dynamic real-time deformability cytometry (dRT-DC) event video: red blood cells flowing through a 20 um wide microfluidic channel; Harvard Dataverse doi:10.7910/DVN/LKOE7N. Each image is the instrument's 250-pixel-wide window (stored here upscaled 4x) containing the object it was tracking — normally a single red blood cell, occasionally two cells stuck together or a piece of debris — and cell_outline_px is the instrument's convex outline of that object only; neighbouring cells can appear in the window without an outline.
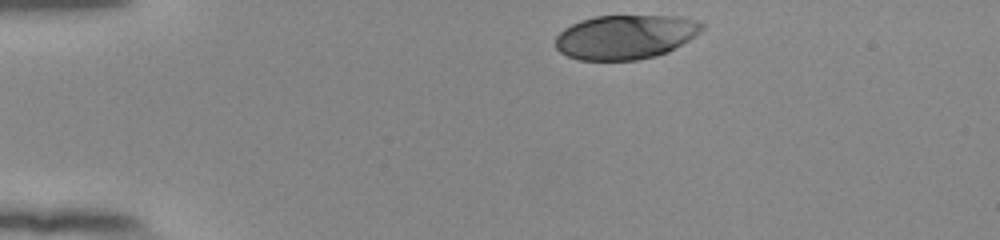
{"species": "human", "species_latin": "Homo sapiens", "temperature_condition": "room temperature", "stored_images_in_passage": 31, "camera_frame_rate_fps": 3000, "um_per_image_px": 0.085, "donor": {"sex": "female"}, "frame": {"image": 1, "passage_image": 1, "time_ms": 0.0, "image_size_px": [1000, 240], "cell_outline_px": [[704, 28], [700, 32], [688, 40], [668, 52], [656, 56], [636, 60], [580, 60], [568, 56], [560, 52], [556, 48], [556, 36], [564, 28], [580, 20], [596, 16], [676, 16], [696, 20], [704, 24]], "centroid_in_image_um": [53.15, 3.14], "position_along_channel_um": 31.8, "area_um2": 37.74}}
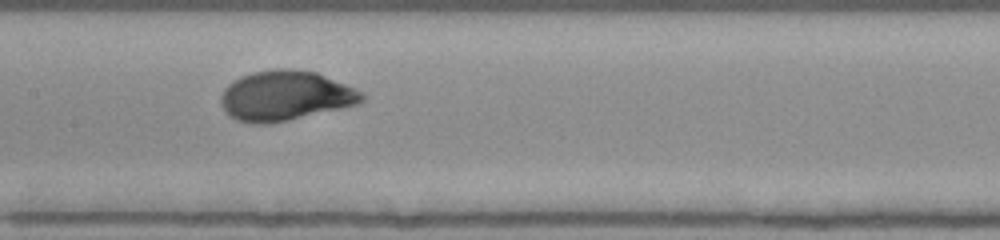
{"frame": {"image": 2, "passage_image": 18, "time_ms": 5.667, "image_size_px": [1000, 240], "cell_outline_px": [[368, 96], [364, 100], [356, 104], [340, 108], [288, 120], [268, 124], [248, 124], [236, 120], [228, 116], [220, 100], [220, 96], [224, 88], [228, 84], [240, 76], [252, 72], [276, 68], [296, 68], [316, 72], [344, 84]], "centroid_in_image_um": [24.2, 8.13], "position_along_channel_um": 183.2, "area_um2": 41.04}}
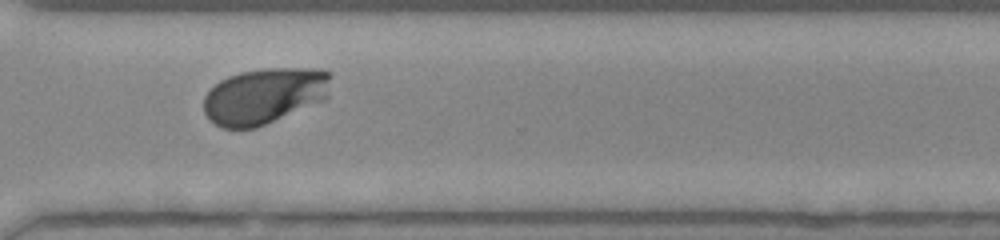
{"frame": {"image": 3, "passage_image": 31, "time_ms": 10.0, "image_size_px": [1000, 240], "cell_outline_px": [[332, 76], [328, 100], [256, 128], [220, 128], [208, 120], [204, 112], [204, 96], [220, 80], [228, 76], [240, 72], [264, 68], [320, 68], [332, 72]], "centroid_in_image_um": [22.54, 8.15], "position_along_channel_um": 348.1, "area_um2": 42.43}}